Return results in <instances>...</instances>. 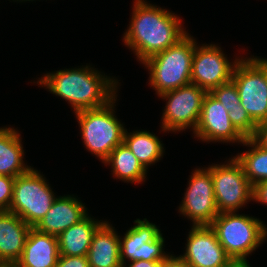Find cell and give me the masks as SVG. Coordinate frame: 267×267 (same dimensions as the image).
I'll return each instance as SVG.
<instances>
[{
  "instance_id": "obj_1",
  "label": "cell",
  "mask_w": 267,
  "mask_h": 267,
  "mask_svg": "<svg viewBox=\"0 0 267 267\" xmlns=\"http://www.w3.org/2000/svg\"><path fill=\"white\" fill-rule=\"evenodd\" d=\"M133 16L124 43L134 50L141 62L176 44L187 33L173 13L135 0Z\"/></svg>"
},
{
  "instance_id": "obj_2",
  "label": "cell",
  "mask_w": 267,
  "mask_h": 267,
  "mask_svg": "<svg viewBox=\"0 0 267 267\" xmlns=\"http://www.w3.org/2000/svg\"><path fill=\"white\" fill-rule=\"evenodd\" d=\"M88 66L44 75L38 83L68 101L75 113L105 106L115 97L116 80Z\"/></svg>"
},
{
  "instance_id": "obj_3",
  "label": "cell",
  "mask_w": 267,
  "mask_h": 267,
  "mask_svg": "<svg viewBox=\"0 0 267 267\" xmlns=\"http://www.w3.org/2000/svg\"><path fill=\"white\" fill-rule=\"evenodd\" d=\"M195 43L186 34L176 44L142 62L150 70V84L158 96L191 83Z\"/></svg>"
},
{
  "instance_id": "obj_4",
  "label": "cell",
  "mask_w": 267,
  "mask_h": 267,
  "mask_svg": "<svg viewBox=\"0 0 267 267\" xmlns=\"http://www.w3.org/2000/svg\"><path fill=\"white\" fill-rule=\"evenodd\" d=\"M115 97L105 106L76 112L86 148L103 162L124 140L125 129L113 113Z\"/></svg>"
},
{
  "instance_id": "obj_5",
  "label": "cell",
  "mask_w": 267,
  "mask_h": 267,
  "mask_svg": "<svg viewBox=\"0 0 267 267\" xmlns=\"http://www.w3.org/2000/svg\"><path fill=\"white\" fill-rule=\"evenodd\" d=\"M210 226L230 258H246L267 236L261 221L236 211L219 213Z\"/></svg>"
},
{
  "instance_id": "obj_6",
  "label": "cell",
  "mask_w": 267,
  "mask_h": 267,
  "mask_svg": "<svg viewBox=\"0 0 267 267\" xmlns=\"http://www.w3.org/2000/svg\"><path fill=\"white\" fill-rule=\"evenodd\" d=\"M45 179L34 168L15 178L8 211L17 214L34 228L50 210L55 195Z\"/></svg>"
},
{
  "instance_id": "obj_7",
  "label": "cell",
  "mask_w": 267,
  "mask_h": 267,
  "mask_svg": "<svg viewBox=\"0 0 267 267\" xmlns=\"http://www.w3.org/2000/svg\"><path fill=\"white\" fill-rule=\"evenodd\" d=\"M240 104L257 125L267 121V59H240L234 68Z\"/></svg>"
},
{
  "instance_id": "obj_8",
  "label": "cell",
  "mask_w": 267,
  "mask_h": 267,
  "mask_svg": "<svg viewBox=\"0 0 267 267\" xmlns=\"http://www.w3.org/2000/svg\"><path fill=\"white\" fill-rule=\"evenodd\" d=\"M211 172L218 212H234L253 200L254 186L246 178L241 163L232 158L229 164L207 168Z\"/></svg>"
},
{
  "instance_id": "obj_9",
  "label": "cell",
  "mask_w": 267,
  "mask_h": 267,
  "mask_svg": "<svg viewBox=\"0 0 267 267\" xmlns=\"http://www.w3.org/2000/svg\"><path fill=\"white\" fill-rule=\"evenodd\" d=\"M207 93L205 89L190 83L159 95L163 99H168L162 116L163 131H181L188 126L195 130Z\"/></svg>"
},
{
  "instance_id": "obj_10",
  "label": "cell",
  "mask_w": 267,
  "mask_h": 267,
  "mask_svg": "<svg viewBox=\"0 0 267 267\" xmlns=\"http://www.w3.org/2000/svg\"><path fill=\"white\" fill-rule=\"evenodd\" d=\"M179 211L189 217L194 226L211 225L218 216L213 181L208 169H196L192 173Z\"/></svg>"
},
{
  "instance_id": "obj_11",
  "label": "cell",
  "mask_w": 267,
  "mask_h": 267,
  "mask_svg": "<svg viewBox=\"0 0 267 267\" xmlns=\"http://www.w3.org/2000/svg\"><path fill=\"white\" fill-rule=\"evenodd\" d=\"M195 45L191 66V83L210 92L219 85L232 81L236 61L231 65L221 48L216 45Z\"/></svg>"
},
{
  "instance_id": "obj_12",
  "label": "cell",
  "mask_w": 267,
  "mask_h": 267,
  "mask_svg": "<svg viewBox=\"0 0 267 267\" xmlns=\"http://www.w3.org/2000/svg\"><path fill=\"white\" fill-rule=\"evenodd\" d=\"M137 225L131 227L123 237L120 238V259L122 265L125 259L129 261H162L168 255L163 253L164 238L155 224L147 219L135 220Z\"/></svg>"
},
{
  "instance_id": "obj_13",
  "label": "cell",
  "mask_w": 267,
  "mask_h": 267,
  "mask_svg": "<svg viewBox=\"0 0 267 267\" xmlns=\"http://www.w3.org/2000/svg\"><path fill=\"white\" fill-rule=\"evenodd\" d=\"M189 233L186 252L180 255L189 267H223L231 259L210 225H193Z\"/></svg>"
},
{
  "instance_id": "obj_14",
  "label": "cell",
  "mask_w": 267,
  "mask_h": 267,
  "mask_svg": "<svg viewBox=\"0 0 267 267\" xmlns=\"http://www.w3.org/2000/svg\"><path fill=\"white\" fill-rule=\"evenodd\" d=\"M194 134L202 141L241 142L245 138L235 129L228 112L209 92L205 95Z\"/></svg>"
},
{
  "instance_id": "obj_15",
  "label": "cell",
  "mask_w": 267,
  "mask_h": 267,
  "mask_svg": "<svg viewBox=\"0 0 267 267\" xmlns=\"http://www.w3.org/2000/svg\"><path fill=\"white\" fill-rule=\"evenodd\" d=\"M86 215L85 206L76 198L56 197L50 210L34 228L39 232L58 236Z\"/></svg>"
},
{
  "instance_id": "obj_16",
  "label": "cell",
  "mask_w": 267,
  "mask_h": 267,
  "mask_svg": "<svg viewBox=\"0 0 267 267\" xmlns=\"http://www.w3.org/2000/svg\"><path fill=\"white\" fill-rule=\"evenodd\" d=\"M59 258L58 237L29 230L23 252L18 260L20 267H56Z\"/></svg>"
},
{
  "instance_id": "obj_17",
  "label": "cell",
  "mask_w": 267,
  "mask_h": 267,
  "mask_svg": "<svg viewBox=\"0 0 267 267\" xmlns=\"http://www.w3.org/2000/svg\"><path fill=\"white\" fill-rule=\"evenodd\" d=\"M87 259L89 267H122L120 237L109 223L103 222L94 232Z\"/></svg>"
},
{
  "instance_id": "obj_18",
  "label": "cell",
  "mask_w": 267,
  "mask_h": 267,
  "mask_svg": "<svg viewBox=\"0 0 267 267\" xmlns=\"http://www.w3.org/2000/svg\"><path fill=\"white\" fill-rule=\"evenodd\" d=\"M30 229L17 214L0 211V260H19Z\"/></svg>"
},
{
  "instance_id": "obj_19",
  "label": "cell",
  "mask_w": 267,
  "mask_h": 267,
  "mask_svg": "<svg viewBox=\"0 0 267 267\" xmlns=\"http://www.w3.org/2000/svg\"><path fill=\"white\" fill-rule=\"evenodd\" d=\"M103 222L94 221L88 214L78 223L58 235L59 255L87 256L94 232Z\"/></svg>"
},
{
  "instance_id": "obj_20",
  "label": "cell",
  "mask_w": 267,
  "mask_h": 267,
  "mask_svg": "<svg viewBox=\"0 0 267 267\" xmlns=\"http://www.w3.org/2000/svg\"><path fill=\"white\" fill-rule=\"evenodd\" d=\"M20 135L13 128H0V175L16 178L30 168L23 163Z\"/></svg>"
},
{
  "instance_id": "obj_21",
  "label": "cell",
  "mask_w": 267,
  "mask_h": 267,
  "mask_svg": "<svg viewBox=\"0 0 267 267\" xmlns=\"http://www.w3.org/2000/svg\"><path fill=\"white\" fill-rule=\"evenodd\" d=\"M104 163L112 165L113 174L120 180L140 183L146 178V169L124 142L109 154Z\"/></svg>"
},
{
  "instance_id": "obj_22",
  "label": "cell",
  "mask_w": 267,
  "mask_h": 267,
  "mask_svg": "<svg viewBox=\"0 0 267 267\" xmlns=\"http://www.w3.org/2000/svg\"><path fill=\"white\" fill-rule=\"evenodd\" d=\"M123 142L145 169L160 160L163 155V145L158 137L149 131H135L129 134L125 130Z\"/></svg>"
},
{
  "instance_id": "obj_23",
  "label": "cell",
  "mask_w": 267,
  "mask_h": 267,
  "mask_svg": "<svg viewBox=\"0 0 267 267\" xmlns=\"http://www.w3.org/2000/svg\"><path fill=\"white\" fill-rule=\"evenodd\" d=\"M253 147L251 151L239 154L235 158L241 163L245 176L255 186L267 180V150L259 146L252 138L242 143Z\"/></svg>"
},
{
  "instance_id": "obj_24",
  "label": "cell",
  "mask_w": 267,
  "mask_h": 267,
  "mask_svg": "<svg viewBox=\"0 0 267 267\" xmlns=\"http://www.w3.org/2000/svg\"><path fill=\"white\" fill-rule=\"evenodd\" d=\"M209 93L223 105L227 112H232L241 103L236 85L233 81L219 85Z\"/></svg>"
},
{
  "instance_id": "obj_25",
  "label": "cell",
  "mask_w": 267,
  "mask_h": 267,
  "mask_svg": "<svg viewBox=\"0 0 267 267\" xmlns=\"http://www.w3.org/2000/svg\"><path fill=\"white\" fill-rule=\"evenodd\" d=\"M231 123L235 129L245 138H252L256 131V124L252 121L246 110L240 104L239 107L228 112Z\"/></svg>"
},
{
  "instance_id": "obj_26",
  "label": "cell",
  "mask_w": 267,
  "mask_h": 267,
  "mask_svg": "<svg viewBox=\"0 0 267 267\" xmlns=\"http://www.w3.org/2000/svg\"><path fill=\"white\" fill-rule=\"evenodd\" d=\"M14 181V177L0 175V211L10 208Z\"/></svg>"
},
{
  "instance_id": "obj_27",
  "label": "cell",
  "mask_w": 267,
  "mask_h": 267,
  "mask_svg": "<svg viewBox=\"0 0 267 267\" xmlns=\"http://www.w3.org/2000/svg\"><path fill=\"white\" fill-rule=\"evenodd\" d=\"M56 267H89L87 256L59 255Z\"/></svg>"
},
{
  "instance_id": "obj_28",
  "label": "cell",
  "mask_w": 267,
  "mask_h": 267,
  "mask_svg": "<svg viewBox=\"0 0 267 267\" xmlns=\"http://www.w3.org/2000/svg\"><path fill=\"white\" fill-rule=\"evenodd\" d=\"M252 139L262 148L267 150V121L257 124Z\"/></svg>"
},
{
  "instance_id": "obj_29",
  "label": "cell",
  "mask_w": 267,
  "mask_h": 267,
  "mask_svg": "<svg viewBox=\"0 0 267 267\" xmlns=\"http://www.w3.org/2000/svg\"><path fill=\"white\" fill-rule=\"evenodd\" d=\"M253 200L267 204V180L254 186Z\"/></svg>"
},
{
  "instance_id": "obj_30",
  "label": "cell",
  "mask_w": 267,
  "mask_h": 267,
  "mask_svg": "<svg viewBox=\"0 0 267 267\" xmlns=\"http://www.w3.org/2000/svg\"><path fill=\"white\" fill-rule=\"evenodd\" d=\"M160 267H189L188 264L179 256L168 255L160 263Z\"/></svg>"
},
{
  "instance_id": "obj_31",
  "label": "cell",
  "mask_w": 267,
  "mask_h": 267,
  "mask_svg": "<svg viewBox=\"0 0 267 267\" xmlns=\"http://www.w3.org/2000/svg\"><path fill=\"white\" fill-rule=\"evenodd\" d=\"M161 261H145V260H136L132 261L129 264V267H160ZM126 265H122L125 267Z\"/></svg>"
},
{
  "instance_id": "obj_32",
  "label": "cell",
  "mask_w": 267,
  "mask_h": 267,
  "mask_svg": "<svg viewBox=\"0 0 267 267\" xmlns=\"http://www.w3.org/2000/svg\"><path fill=\"white\" fill-rule=\"evenodd\" d=\"M223 267H251L246 258H231Z\"/></svg>"
},
{
  "instance_id": "obj_33",
  "label": "cell",
  "mask_w": 267,
  "mask_h": 267,
  "mask_svg": "<svg viewBox=\"0 0 267 267\" xmlns=\"http://www.w3.org/2000/svg\"><path fill=\"white\" fill-rule=\"evenodd\" d=\"M0 267H20L18 261L0 260Z\"/></svg>"
}]
</instances>
